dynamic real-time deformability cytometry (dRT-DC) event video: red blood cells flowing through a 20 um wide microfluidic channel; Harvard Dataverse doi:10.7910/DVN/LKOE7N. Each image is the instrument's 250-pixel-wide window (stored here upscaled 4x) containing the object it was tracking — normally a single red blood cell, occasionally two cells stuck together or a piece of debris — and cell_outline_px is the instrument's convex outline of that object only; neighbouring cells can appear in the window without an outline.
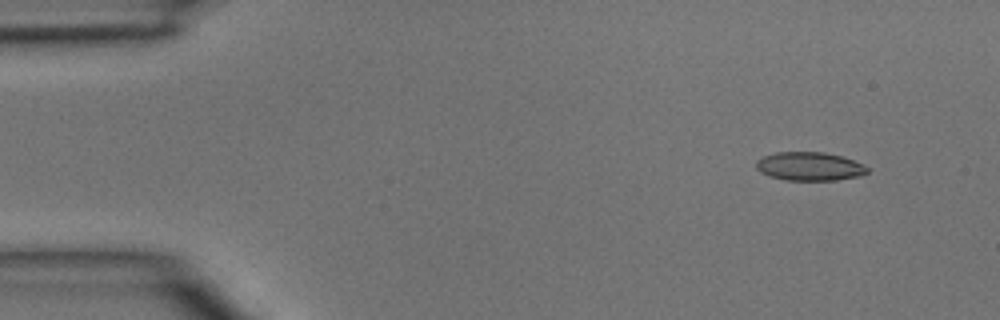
{"species": "common noctule bat (a hibernating species)", "species_latin": "Nyctalus noctula", "temperature_condition": "room temperature", "stored_images_in_passage": 13, "camera_frame_rate_fps": 3000, "um_per_image_px": 0.085, "animal": {"sex": "male", "body_mass_g": 15.6}, "frame": {"image": 1, "passage_image": 3, "time_ms": 0.667, "image_size_px": [1000, 320], "cell_outline_px": [[868, 172], [860, 176], [836, 180], [784, 180], [760, 172], [756, 168], [756, 160], [764, 156], [776, 152], [824, 152], [840, 156], [852, 160], [868, 168]], "centroid_in_image_um": [68.78, 14.14], "position_along_channel_um": 16.2, "area_um2": 18.32}}
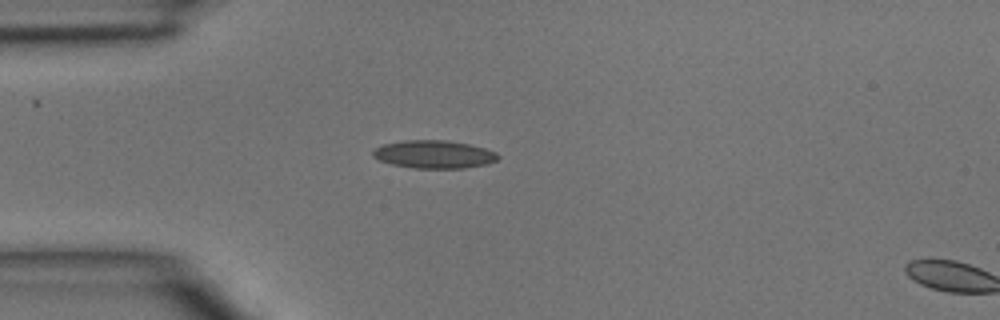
{"frame": {"image": 2, "passage_image": 11, "time_ms": 3.333, "image_size_px": [1000, 320], "cell_outline_px": [[500, 156], [496, 160], [488, 164], [464, 168], [412, 168], [392, 164], [380, 160], [372, 156], [372, 148], [384, 144], [404, 140], [444, 140], [468, 144], [484, 148], [496, 152]], "centroid_in_image_um": [36.87, 13.12], "position_along_channel_um": 48.1, "area_um2": 20.4}}